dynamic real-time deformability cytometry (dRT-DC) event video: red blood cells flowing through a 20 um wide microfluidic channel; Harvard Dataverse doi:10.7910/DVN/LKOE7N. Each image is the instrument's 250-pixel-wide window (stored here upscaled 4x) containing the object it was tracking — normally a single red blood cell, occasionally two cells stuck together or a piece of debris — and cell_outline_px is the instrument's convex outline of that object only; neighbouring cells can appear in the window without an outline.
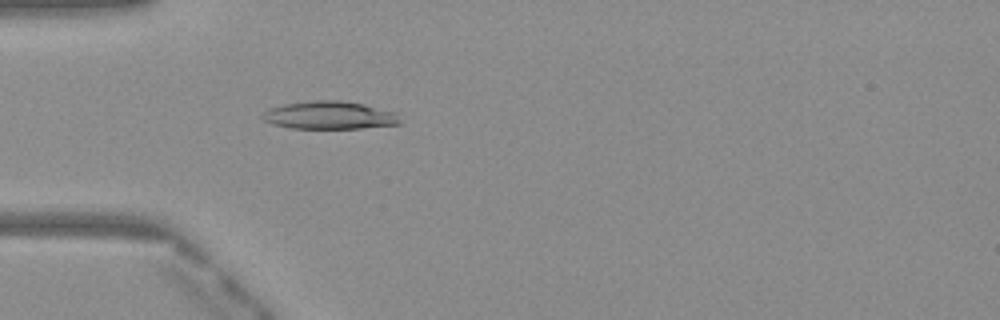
{"species": "Egyptian fruit bat (a non-hibernating species)", "species_latin": "Rousettus aegyptiacus", "temperature_condition": "warm", "stored_images_in_passage": 37, "camera_frame_rate_fps": 3000, "um_per_image_px": 0.085, "frame": {"image": 1, "passage_image": 2, "time_ms": 0.333, "image_size_px": [1000, 320], "cell_outline_px": [[400, 124], [360, 128], [288, 128], [272, 124], [264, 120], [260, 116], [264, 112], [272, 108], [284, 104], [316, 100], [340, 100], [364, 104], [396, 112], [400, 120]], "centroid_in_image_um": [28.01, 9.8], "position_along_channel_um": 57.0, "area_um2": 22.25}}
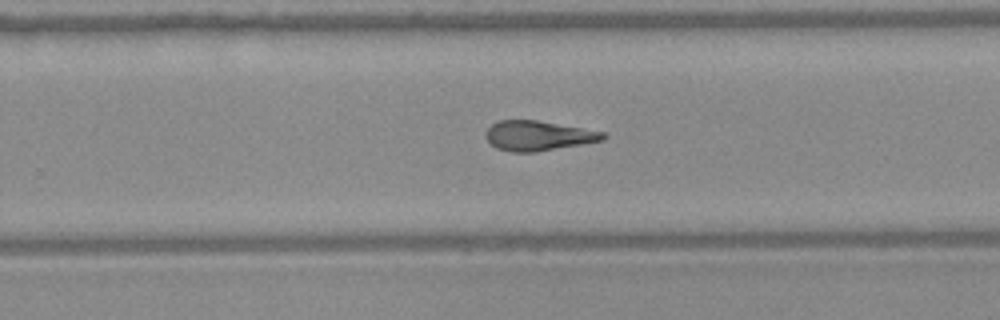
{"frame": {"image": 2, "passage_image": 19, "time_ms": 6.0, "image_size_px": [1000, 320], "cell_outline_px": [[608, 136], [604, 140], [536, 152], [512, 152], [496, 148], [484, 136], [484, 132], [492, 124], [500, 120], [536, 120], [604, 132]], "centroid_in_image_um": [45.72, 11.54], "position_along_channel_um": 284.1, "area_um2": 20.29}}
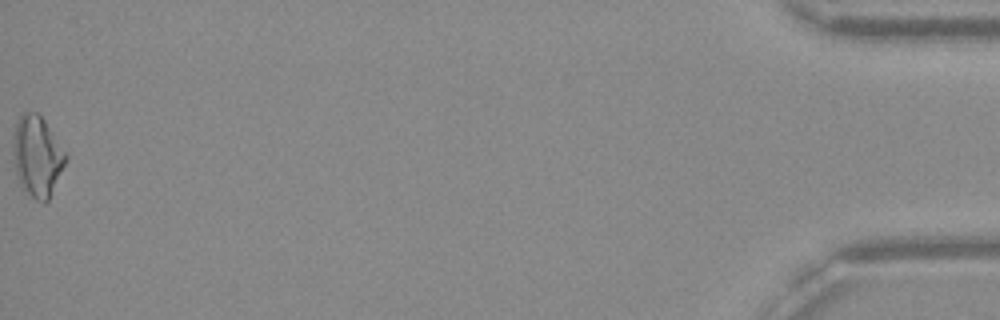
{"frame": {"image": 3, "passage_image": 37, "time_ms": 12.0, "image_size_px": [1000, 320], "cell_outline_px": [[68, 156], [48, 200], [44, 204], [36, 200], [20, 184], [16, 172], [12, 144], [12, 140], [16, 124], [20, 116], [24, 112], [36, 112], [44, 120], [68, 152]], "centroid_in_image_um": [3.18, 13.25], "position_along_channel_um": 432.0, "area_um2": 24.57}, "authors_computed_cell_mechanics": {"area_um2": 20.9814, "velocity_mm_per_s": 4.0943, "shape_relaxation_time_tau1_ms": null, "shape_relaxation_time_tau2_ms": 4.4125, "deformation_change_tau1": null, "deformation_change_tau2": 0.146}}